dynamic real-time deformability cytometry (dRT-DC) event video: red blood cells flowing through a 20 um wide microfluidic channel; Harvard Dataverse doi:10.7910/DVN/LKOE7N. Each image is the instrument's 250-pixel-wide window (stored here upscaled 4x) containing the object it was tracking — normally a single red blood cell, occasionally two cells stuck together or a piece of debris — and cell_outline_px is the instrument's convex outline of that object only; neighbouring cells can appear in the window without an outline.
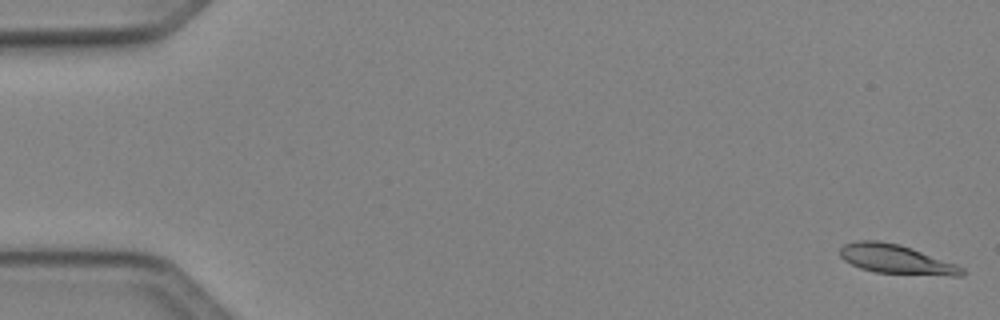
{"species": "Egyptian fruit bat (a non-hibernating species)", "species_latin": "Rousettus aegyptiacus", "temperature_condition": "cold", "stored_images_in_passage": 10, "camera_frame_rate_fps": 3000, "um_per_image_px": 0.085, "animal": {"sex": "female"}, "frame": {"image": 1, "passage_image": 1, "time_ms": 0.0, "image_size_px": [1000, 320], "cell_outline_px": [[964, 276], [952, 276], [876, 272], [860, 268], [844, 260], [840, 256], [840, 248], [844, 244], [856, 240], [880, 240], [900, 244], [912, 248], [956, 264], [964, 268]], "centroid_in_image_um": [76.17, 22.03], "position_along_channel_um": 8.8, "area_um2": 20.81}}